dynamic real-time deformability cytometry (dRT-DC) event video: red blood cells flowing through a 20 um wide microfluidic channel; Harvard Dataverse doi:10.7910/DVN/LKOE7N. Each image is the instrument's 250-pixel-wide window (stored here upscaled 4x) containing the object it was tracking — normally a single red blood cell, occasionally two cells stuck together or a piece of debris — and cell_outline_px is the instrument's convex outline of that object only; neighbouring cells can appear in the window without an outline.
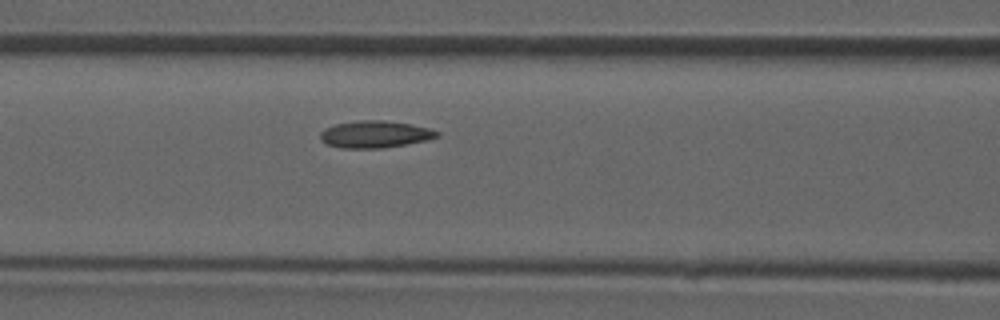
{"species": "common noctule bat (a hibernating species)", "species_latin": "Nyctalus noctula", "temperature_condition": "room temperature", "stored_images_in_passage": 31, "camera_frame_rate_fps": 3000, "um_per_image_px": 0.085, "animal": {"sex": "male", "forearm_length_mm": 52.5}, "frame": {"image": 1, "passage_image": 5, "time_ms": 1.333, "image_size_px": [1000, 320], "cell_outline_px": [[440, 136], [428, 140], [380, 148], [340, 148], [328, 144], [320, 140], [320, 132], [324, 128], [336, 124], [360, 120], [384, 120], [408, 124], [428, 128], [440, 132]], "centroid_in_image_um": [31.85, 11.41], "position_along_channel_um": 134.7, "area_um2": 18.26}}